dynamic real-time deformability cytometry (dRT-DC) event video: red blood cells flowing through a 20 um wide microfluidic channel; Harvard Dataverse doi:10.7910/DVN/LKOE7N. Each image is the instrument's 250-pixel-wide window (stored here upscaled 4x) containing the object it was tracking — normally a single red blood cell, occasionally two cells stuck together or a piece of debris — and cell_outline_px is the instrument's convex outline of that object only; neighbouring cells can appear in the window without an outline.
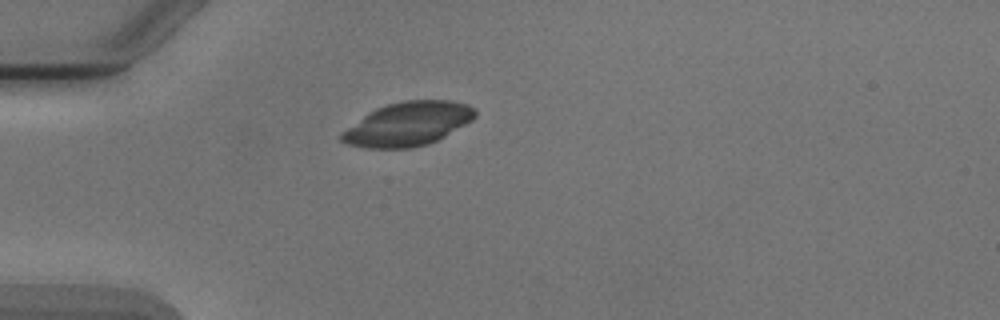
{"species": "Egyptian fruit bat (a non-hibernating species)", "species_latin": "Rousettus aegyptiacus", "temperature_condition": "cold", "stored_images_in_passage": 1, "camera_frame_rate_fps": 3000, "um_per_image_px": 0.085, "animal": {"sex": "male"}, "frame": {"image": 1, "passage_image": 1, "time_ms": 0.0, "image_size_px": [1000, 320], "cell_outline_px": [[476, 116], [472, 120], [444, 136], [428, 144], [408, 148], [364, 148], [348, 144], [340, 140], [340, 132], [368, 112], [376, 108], [388, 104], [404, 100], [452, 100], [468, 104], [476, 108]], "centroid_in_image_um": [34.65, 10.53], "position_along_channel_um": 50.3, "area_um2": 34.1}}